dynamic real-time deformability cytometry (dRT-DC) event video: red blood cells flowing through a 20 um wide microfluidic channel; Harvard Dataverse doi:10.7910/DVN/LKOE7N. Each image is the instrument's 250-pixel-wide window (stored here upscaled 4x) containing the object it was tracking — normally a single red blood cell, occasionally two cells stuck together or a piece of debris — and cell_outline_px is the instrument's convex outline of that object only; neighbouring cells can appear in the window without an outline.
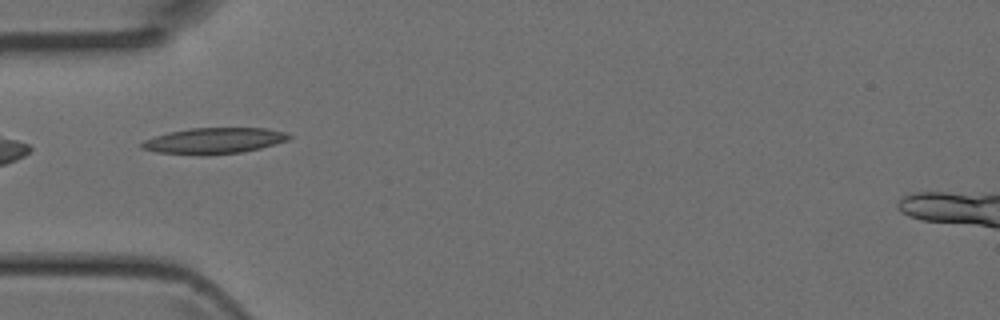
{"species": "Egyptian fruit bat (a non-hibernating species)", "species_latin": "Rousettus aegyptiacus", "temperature_condition": "room temperature", "stored_images_in_passage": 33, "camera_frame_rate_fps": 3000, "um_per_image_px": 0.085, "animal": {"sex": "female"}, "frame": {"image": 1, "passage_image": 1, "time_ms": 0.0, "image_size_px": [1000, 320], "cell_outline_px": [[292, 136], [288, 140], [260, 148], [244, 152], [208, 156], [200, 156], [156, 152], [140, 148], [140, 144], [144, 140], [168, 132], [192, 128], [268, 128], [288, 132]], "centroid_in_image_um": [18.2, 11.98], "position_along_channel_um": 66.8, "area_um2": 22.66}}
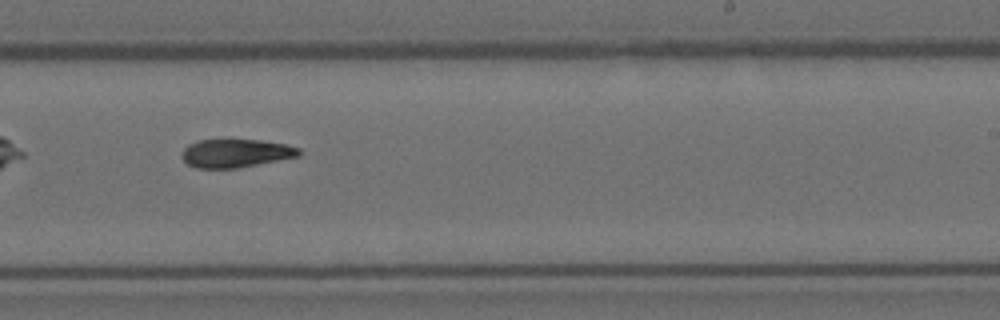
{"frame": {"image": 2, "passage_image": 15, "time_ms": 4.667, "image_size_px": [1000, 320], "cell_outline_px": [[304, 152], [300, 156], [236, 168], [196, 168], [188, 164], [180, 156], [184, 148], [188, 144], [200, 140], [260, 140], [284, 144], [300, 148]], "centroid_in_image_um": [20.05, 13.02], "position_along_channel_um": 269.0, "area_um2": 19.31}}
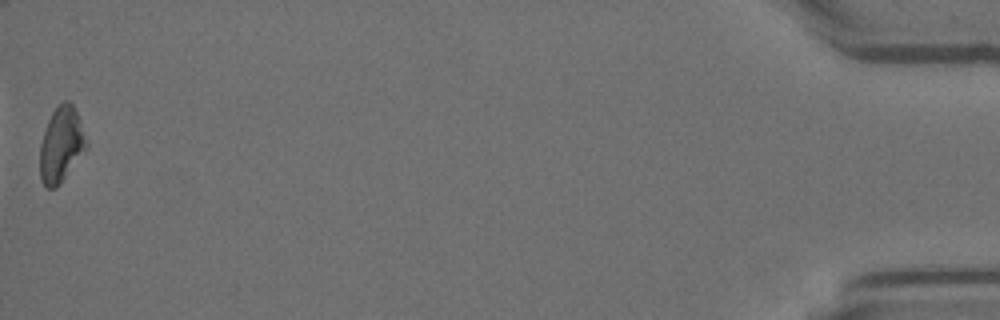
{"frame": {"image": 3, "passage_image": 33, "time_ms": 10.667, "image_size_px": [1000, 320], "cell_outline_px": [[88, 148], [60, 184], [56, 188], [48, 188], [40, 180], [40, 144], [48, 120], [52, 112], [64, 100], [68, 100], [72, 104], [80, 120], [88, 144]], "centroid_in_image_um": [5.21, 12.32], "position_along_channel_um": 430.0, "area_um2": 20.35}}